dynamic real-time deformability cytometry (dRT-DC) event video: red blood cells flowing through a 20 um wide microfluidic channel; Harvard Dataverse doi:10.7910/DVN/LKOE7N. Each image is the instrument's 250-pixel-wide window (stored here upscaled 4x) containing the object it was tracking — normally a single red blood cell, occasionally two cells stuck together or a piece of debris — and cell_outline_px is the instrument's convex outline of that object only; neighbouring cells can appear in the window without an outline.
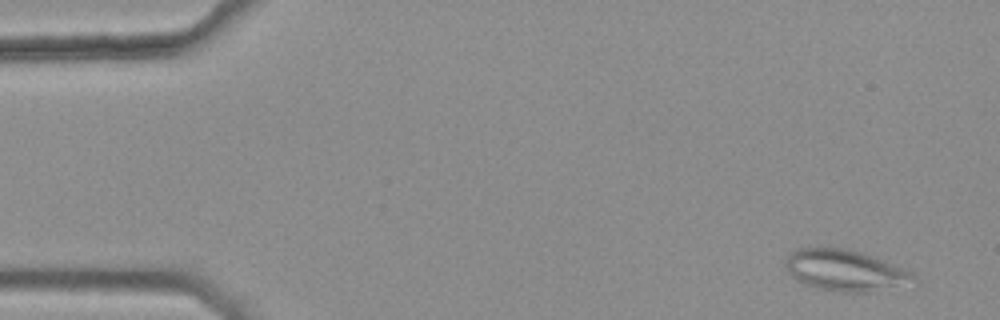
{"species": "common noctule bat (a hibernating species)", "species_latin": "Nyctalus noctula", "temperature_condition": "warm", "stored_images_in_passage": 34, "camera_frame_rate_fps": 3000, "um_per_image_px": 0.085, "animal": {"sex": "female", "body_mass_g": 25.1}, "frame": {"image": 1, "passage_image": 3, "time_ms": 0.667, "image_size_px": [1000, 320], "cell_outline_px": [[920, 284], [868, 292], [840, 292], [816, 288], [804, 284], [796, 280], [788, 272], [784, 264], [784, 260], [788, 252], [796, 248], [848, 248], [872, 256], [912, 272], [916, 276]], "centroid_in_image_um": [71.86, 23.0], "position_along_channel_um": 13.1, "area_um2": 31.33}}
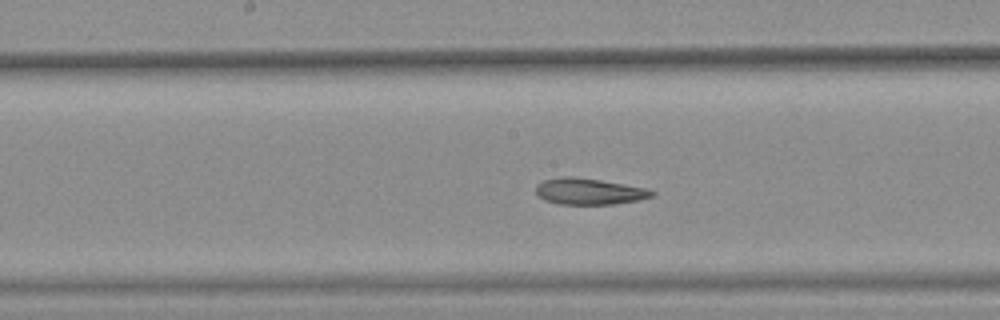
{"frame": {"image": 2, "passage_image": 27, "time_ms": 8.667, "image_size_px": [1000, 320], "cell_outline_px": [[656, 192], [652, 196], [640, 200], [612, 204], [560, 204], [544, 200], [536, 196], [536, 184], [544, 180], [564, 176], [572, 176], [600, 180], [648, 188]], "centroid_in_image_um": [50.06, 16.27], "position_along_channel_um": 198.1, "area_um2": 17.86}}
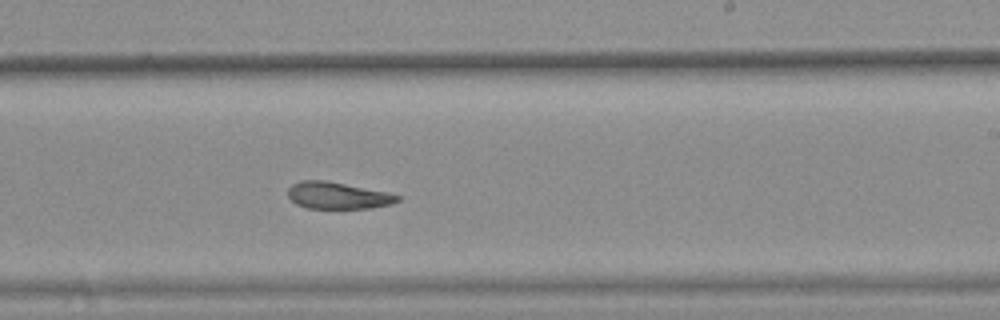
{"frame": {"image": 3, "passage_image": 32, "time_ms": 10.333, "image_size_px": [1000, 320], "cell_outline_px": [[400, 200], [392, 204], [372, 208], [308, 208], [296, 204], [288, 196], [288, 188], [292, 184], [300, 180], [324, 180], [388, 192], [400, 196]], "centroid_in_image_um": [28.71, 16.62], "position_along_channel_um": 260.3, "area_um2": 17.11}}